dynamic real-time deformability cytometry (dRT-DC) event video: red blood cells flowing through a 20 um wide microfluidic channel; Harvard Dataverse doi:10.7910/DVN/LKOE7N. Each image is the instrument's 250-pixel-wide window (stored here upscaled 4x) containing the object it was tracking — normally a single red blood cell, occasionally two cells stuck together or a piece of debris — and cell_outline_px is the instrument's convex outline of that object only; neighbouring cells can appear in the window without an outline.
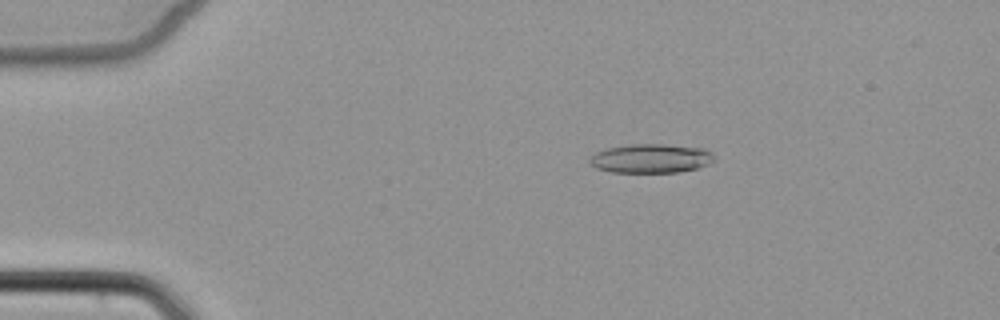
{"species": "common noctule bat (a hibernating species)", "species_latin": "Nyctalus noctula", "temperature_condition": "cold", "stored_images_in_passage": 8, "camera_frame_rate_fps": 3000, "um_per_image_px": 0.085, "animal": {"sex": "female", "body_mass_g": 22.7, "forearm_length_mm": 54.2}, "frame": {"image": 1, "passage_image": 3, "time_ms": 3.333, "image_size_px": [1000, 320], "cell_outline_px": [[716, 160], [708, 164], [696, 168], [676, 172], [612, 172], [596, 168], [588, 164], [588, 160], [596, 152], [608, 148], [632, 144], [664, 144], [704, 148], [712, 152], [716, 156]], "centroid_in_image_um": [55.35, 13.46], "position_along_channel_um": 29.7, "area_um2": 21.15}}
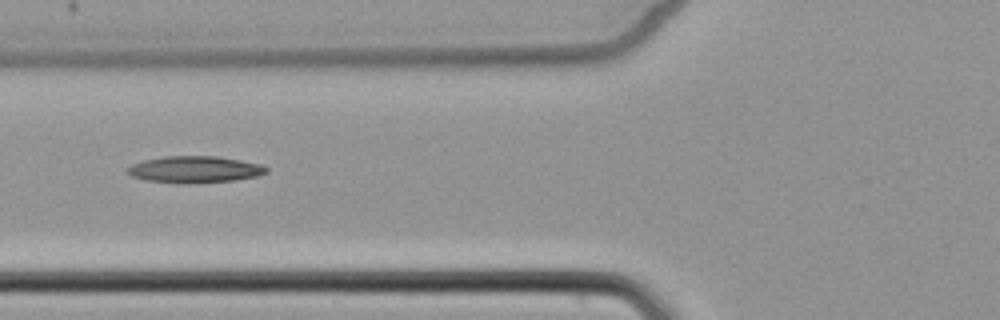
{"frame": {"image": 2, "passage_image": 6, "time_ms": 7.0, "image_size_px": [1000, 320], "cell_outline_px": [[268, 172], [256, 176], [236, 180], [188, 184], [176, 184], [144, 180], [132, 176], [128, 172], [128, 168], [132, 164], [144, 160], [164, 156], [216, 156], [240, 160], [260, 164], [268, 168]], "centroid_in_image_um": [16.54, 14.41], "position_along_channel_um": 109.3, "area_um2": 21.73}}
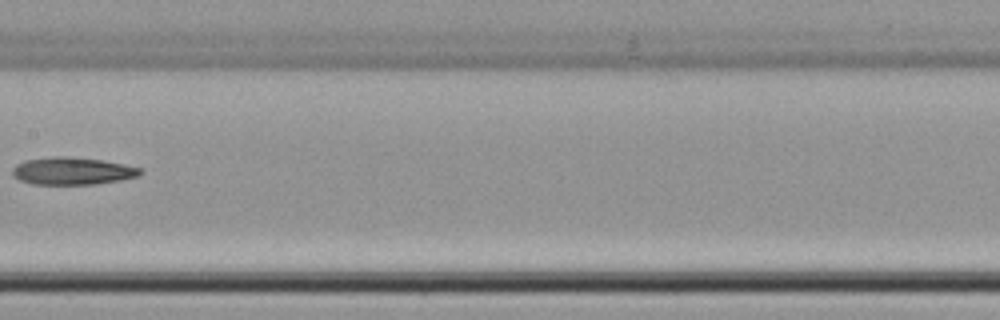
{"frame": {"image": 3, "passage_image": 8, "time_ms": 9.333, "image_size_px": [1000, 320], "cell_outline_px": [[144, 172], [136, 176], [120, 180], [96, 184], [32, 184], [20, 180], [12, 176], [12, 168], [16, 164], [24, 160], [52, 156], [68, 156], [104, 160], [140, 168]], "centroid_in_image_um": [6.11, 14.52], "position_along_channel_um": 201.3, "area_um2": 20.52}}